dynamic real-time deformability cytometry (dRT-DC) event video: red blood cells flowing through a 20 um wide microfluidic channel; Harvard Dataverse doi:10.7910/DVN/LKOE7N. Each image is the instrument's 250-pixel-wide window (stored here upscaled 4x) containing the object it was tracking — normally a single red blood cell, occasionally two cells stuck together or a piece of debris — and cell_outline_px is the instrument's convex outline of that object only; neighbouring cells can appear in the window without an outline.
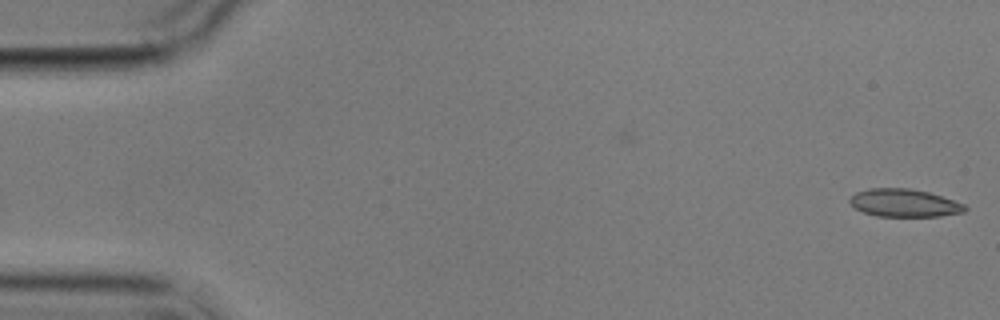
{"species": "common noctule bat (a hibernating species)", "species_latin": "Nyctalus noctula", "temperature_condition": "cold", "stored_images_in_passage": 5, "camera_frame_rate_fps": 3000, "um_per_image_px": 0.085, "animal": {"sex": "male", "body_mass_g": 17.9}, "frame": {"image": 1, "passage_image": 1, "time_ms": 0.0, "image_size_px": [1000, 320], "cell_outline_px": [[968, 208], [964, 212], [940, 216], [876, 216], [864, 212], [856, 208], [848, 200], [856, 192], [868, 188], [912, 188], [928, 192], [964, 204]], "centroid_in_image_um": [76.85, 17.25], "position_along_channel_um": 8.1, "area_um2": 18.55}}
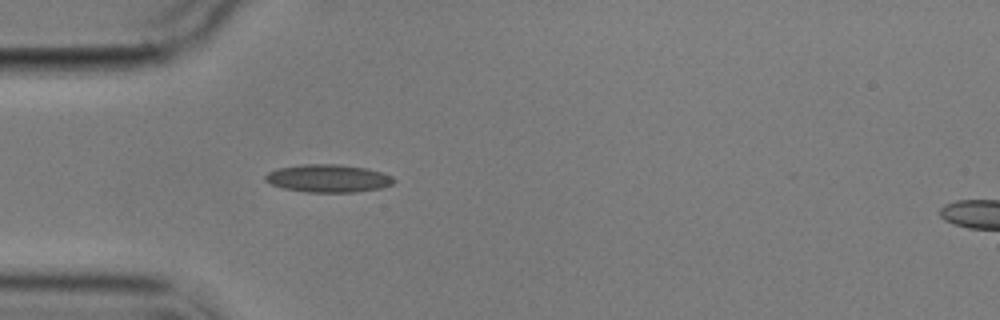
{"frame": {"image": 2, "passage_image": 5, "time_ms": 5.0, "image_size_px": [1000, 320], "cell_outline_px": [[396, 180], [392, 184], [380, 188], [356, 192], [308, 192], [284, 188], [272, 184], [264, 180], [264, 176], [268, 172], [276, 168], [300, 164], [340, 164], [364, 168], [380, 172], [392, 176]], "centroid_in_image_um": [27.87, 15.15], "position_along_channel_um": 57.1, "area_um2": 20.81}}